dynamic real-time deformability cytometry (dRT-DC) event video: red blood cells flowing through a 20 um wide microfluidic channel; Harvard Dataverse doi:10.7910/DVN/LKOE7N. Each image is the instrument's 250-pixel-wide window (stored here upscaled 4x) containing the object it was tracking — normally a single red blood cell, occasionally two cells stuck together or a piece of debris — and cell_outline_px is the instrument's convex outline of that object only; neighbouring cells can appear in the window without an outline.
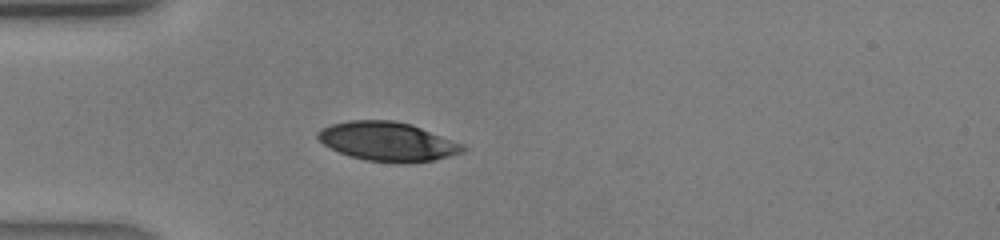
{"species": "human", "species_latin": "Homo sapiens", "temperature_condition": "warm", "stored_images_in_passage": 30, "camera_frame_rate_fps": 3000, "um_per_image_px": 0.085, "donor": {"sex": "male"}, "frame": {"image": 1, "passage_image": 1, "time_ms": 0.0, "image_size_px": [1000, 240], "cell_outline_px": [[468, 148], [464, 152], [432, 160], [404, 164], [400, 164], [364, 160], [340, 152], [324, 144], [316, 136], [316, 132], [332, 124], [348, 120], [392, 120], [412, 124], [464, 144]], "centroid_in_image_um": [32.99, 12.03], "position_along_channel_um": 52.0, "area_um2": 33.06}}
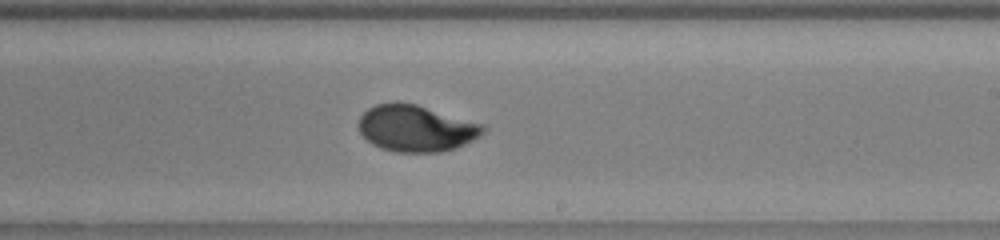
{"frame": {"image": 2, "passage_image": 14, "time_ms": 4.333, "image_size_px": [1000, 240], "cell_outline_px": [[488, 128], [480, 136], [456, 148], [440, 152], [396, 152], [380, 148], [372, 144], [360, 132], [360, 116], [368, 108], [376, 104], [396, 100], [416, 104], [484, 124]], "centroid_in_image_um": [35.38, 10.89], "position_along_channel_um": 253.6, "area_um2": 33.93}}
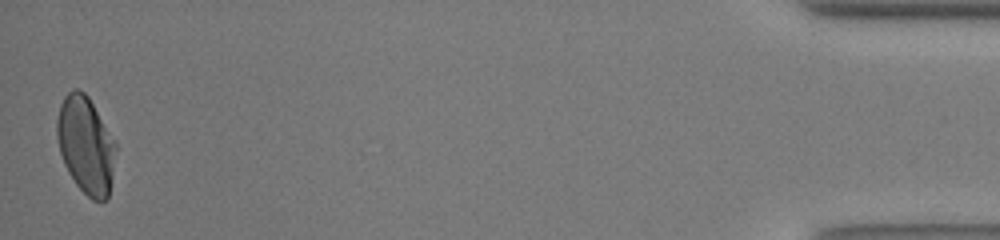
{"frame": {"image": 3, "passage_image": 30, "time_ms": 9.667, "image_size_px": [1000, 240], "cell_outline_px": [[116, 148], [108, 196], [104, 200], [92, 200], [76, 184], [68, 172], [64, 164], [60, 152], [56, 136], [56, 120], [60, 104], [64, 96], [72, 88], [76, 88], [84, 92], [88, 96], [116, 144]], "centroid_in_image_um": [7.25, 12.29], "position_along_channel_um": 427.9, "area_um2": 32.89}}